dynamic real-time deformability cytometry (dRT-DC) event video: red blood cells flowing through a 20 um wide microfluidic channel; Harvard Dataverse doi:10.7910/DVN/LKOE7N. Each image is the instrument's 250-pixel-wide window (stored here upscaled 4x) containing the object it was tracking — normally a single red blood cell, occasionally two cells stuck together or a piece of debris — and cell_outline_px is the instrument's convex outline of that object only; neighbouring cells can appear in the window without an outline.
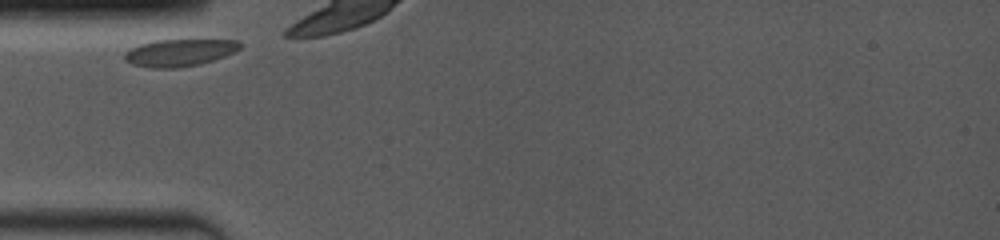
{"species": "common noctule bat (a hibernating species)", "species_latin": "Nyctalus noctula", "temperature_condition": "room temperature", "stored_images_in_passage": 23, "camera_frame_rate_fps": 4000, "um_per_image_px": 0.085, "animal": {"sex": "female", "body_mass_g": 19.0, "forearm_length_mm": 53.3}, "frame": {"image": 1, "passage_image": 1, "time_ms": 0.0, "image_size_px": [1000, 240], "cell_outline_px": [[244, 44], [240, 48], [224, 56], [200, 64], [180, 68], [152, 68], [132, 64], [124, 60], [124, 52], [140, 44], [156, 40], [240, 40]], "centroid_in_image_um": [15.25, 4.48], "position_along_channel_um": 69.7, "area_um2": 18.26}}